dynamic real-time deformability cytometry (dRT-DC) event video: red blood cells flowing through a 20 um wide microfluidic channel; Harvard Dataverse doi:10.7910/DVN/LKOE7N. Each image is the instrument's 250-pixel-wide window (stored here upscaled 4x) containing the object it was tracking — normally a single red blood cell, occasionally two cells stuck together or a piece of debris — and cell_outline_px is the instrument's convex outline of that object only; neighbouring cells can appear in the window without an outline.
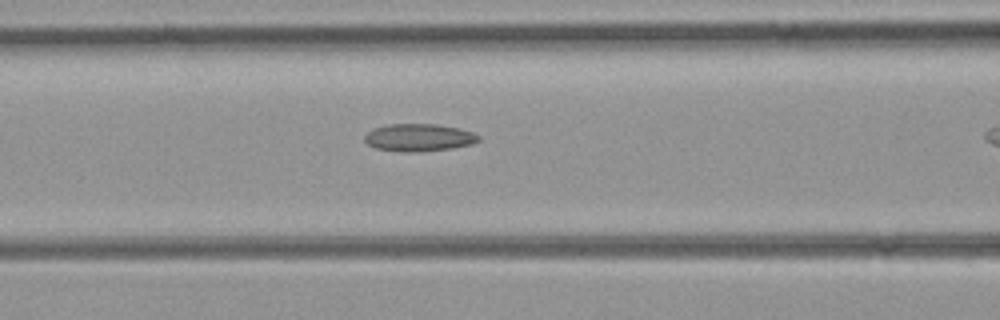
{"species": "common noctule bat (a hibernating species)", "species_latin": "Nyctalus noctula", "temperature_condition": "room temperature", "stored_images_in_passage": 11, "camera_frame_rate_fps": 3000, "um_per_image_px": 0.085, "animal": {"sex": "female", "body_mass_g": 21.9}, "frame": {"image": 1, "passage_image": 10, "time_ms": 3.0, "image_size_px": [1000, 320], "cell_outline_px": [[480, 140], [472, 144], [452, 148], [416, 152], [400, 152], [376, 148], [368, 144], [364, 140], [364, 136], [372, 128], [388, 124], [436, 124], [460, 128], [472, 132], [480, 136]], "centroid_in_image_um": [35.6, 11.69], "position_along_channel_um": 131.0, "area_um2": 18.38}}